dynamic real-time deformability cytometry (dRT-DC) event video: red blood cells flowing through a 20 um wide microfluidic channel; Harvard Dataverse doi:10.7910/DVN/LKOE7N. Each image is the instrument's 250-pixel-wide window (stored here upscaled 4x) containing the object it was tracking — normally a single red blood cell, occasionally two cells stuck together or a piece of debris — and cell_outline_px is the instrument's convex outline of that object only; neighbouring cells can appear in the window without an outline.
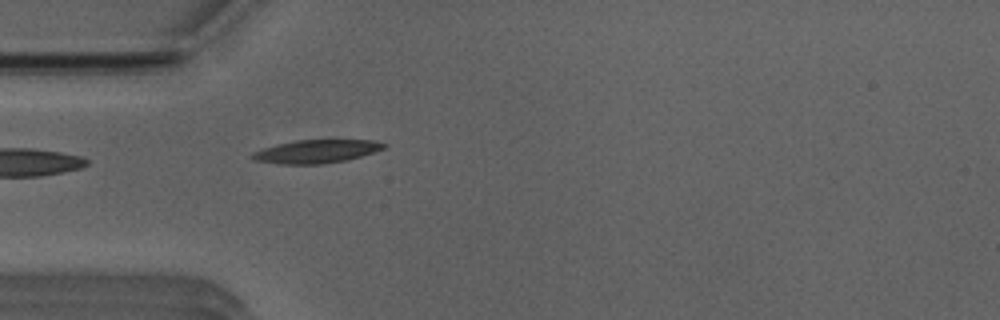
{"species": "Egyptian fruit bat (a non-hibernating species)", "species_latin": "Rousettus aegyptiacus", "temperature_condition": "room temperature", "stored_images_in_passage": 38, "camera_frame_rate_fps": 3000, "um_per_image_px": 0.085, "animal": {"sex": "male"}, "frame": {"image": 1, "passage_image": 1, "time_ms": 0.0, "image_size_px": [1000, 320], "cell_outline_px": [[388, 144], [384, 148], [360, 156], [344, 160], [320, 164], [284, 164], [252, 160], [248, 156], [252, 152], [276, 144], [296, 140], [372, 140]], "centroid_in_image_um": [26.82, 12.86], "position_along_channel_um": 58.2, "area_um2": 17.69}}
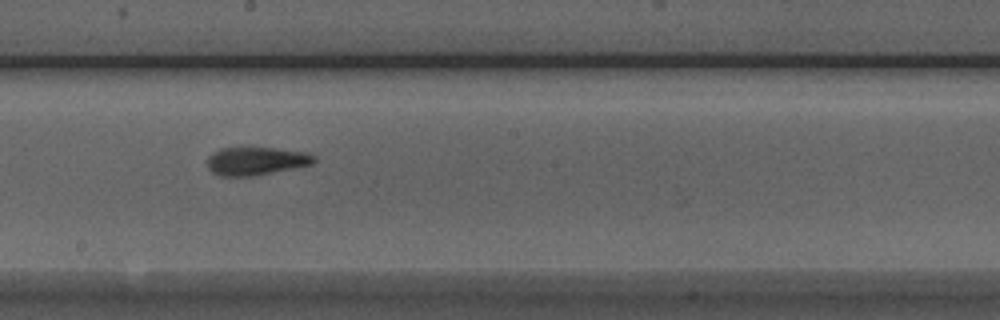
{"frame": {"image": 2, "passage_image": 14, "time_ms": 4.333, "image_size_px": [1000, 320], "cell_outline_px": [[316, 160], [312, 164], [252, 176], [220, 176], [212, 172], [208, 168], [208, 156], [220, 148], [272, 148], [308, 152], [316, 156]], "centroid_in_image_um": [21.77, 13.68], "position_along_channel_um": 226.4, "area_um2": 17.34}}
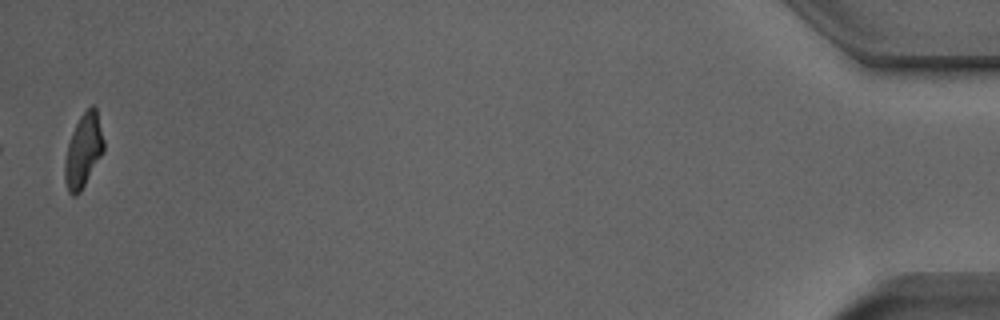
{"frame": {"image": 3, "passage_image": 37, "time_ms": 12.0, "image_size_px": [1000, 320], "cell_outline_px": [[104, 152], [80, 192], [76, 196], [72, 196], [68, 192], [64, 180], [64, 160], [68, 144], [72, 132], [80, 116], [92, 104], [96, 108], [104, 140]], "centroid_in_image_um": [7.08, 12.83], "position_along_channel_um": 428.1, "area_um2": 16.76}, "authors_computed_cell_mechanics": {"area_um2": 17.34, "velocity_mm_per_s": 3.9452, "shape_relaxation_time_tau1_ms": 4.552, "shape_relaxation_time_tau2_ms": 1.7638, "deformation_change_tau1": 0.1834, "deformation_change_tau2": 0.0905}}